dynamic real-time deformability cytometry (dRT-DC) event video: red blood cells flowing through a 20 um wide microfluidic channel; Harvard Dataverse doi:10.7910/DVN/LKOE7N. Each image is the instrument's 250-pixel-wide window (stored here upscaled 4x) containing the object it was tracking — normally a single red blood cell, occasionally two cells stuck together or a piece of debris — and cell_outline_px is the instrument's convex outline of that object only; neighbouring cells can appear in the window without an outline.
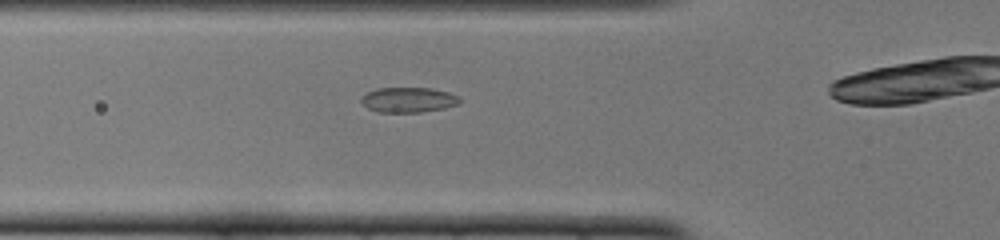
{"species": "common noctule bat (a hibernating species)", "species_latin": "Nyctalus noctula", "temperature_condition": "cold", "stored_images_in_passage": 28, "camera_frame_rate_fps": 3000, "um_per_image_px": 0.085, "animal": {"sex": "female", "body_mass_g": 22.0, "forearm_length_mm": 56.7}, "frame": {"image": 1, "passage_image": 4, "time_ms": 1.0, "image_size_px": [1000, 240], "cell_outline_px": [[460, 100], [456, 104], [444, 108], [420, 112], [380, 112], [368, 108], [360, 104], [360, 96], [376, 88], [428, 88], [448, 92], [460, 96]], "centroid_in_image_um": [34.65, 8.48], "position_along_channel_um": 91.1, "area_um2": 14.39}}
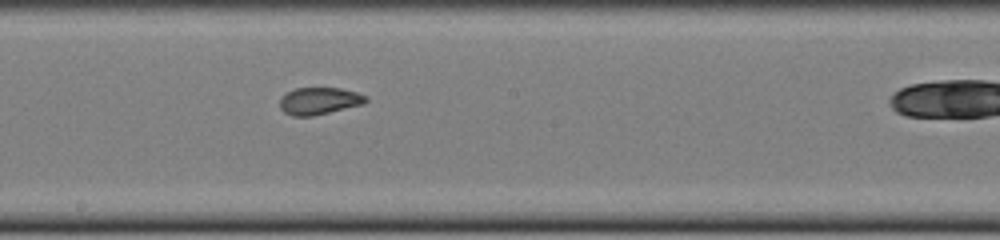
{"frame": {"image": 2, "passage_image": 14, "time_ms": 4.333, "image_size_px": [1000, 240], "cell_outline_px": [[368, 100], [364, 104], [312, 116], [292, 116], [284, 112], [280, 108], [280, 96], [296, 88], [340, 88], [356, 92], [368, 96]], "centroid_in_image_um": [27.14, 8.58], "position_along_channel_um": 221.1, "area_um2": 13.64}}
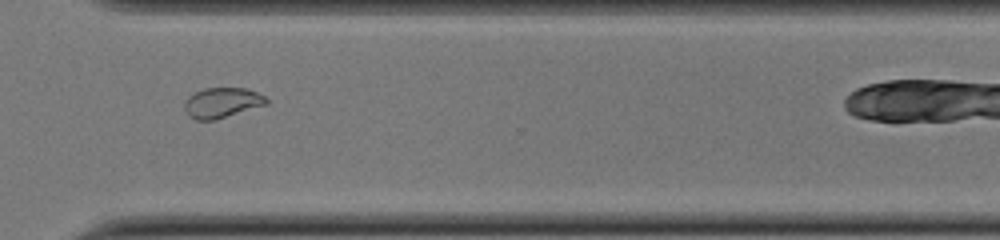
{"frame": {"image": 3, "passage_image": 24, "time_ms": 7.667, "image_size_px": [1000, 240], "cell_outline_px": [[268, 104], [216, 120], [196, 120], [188, 116], [184, 108], [184, 104], [188, 96], [204, 88], [248, 88], [264, 96], [268, 100]], "centroid_in_image_um": [18.87, 8.74], "position_along_channel_um": 351.7, "area_um2": 14.51}}